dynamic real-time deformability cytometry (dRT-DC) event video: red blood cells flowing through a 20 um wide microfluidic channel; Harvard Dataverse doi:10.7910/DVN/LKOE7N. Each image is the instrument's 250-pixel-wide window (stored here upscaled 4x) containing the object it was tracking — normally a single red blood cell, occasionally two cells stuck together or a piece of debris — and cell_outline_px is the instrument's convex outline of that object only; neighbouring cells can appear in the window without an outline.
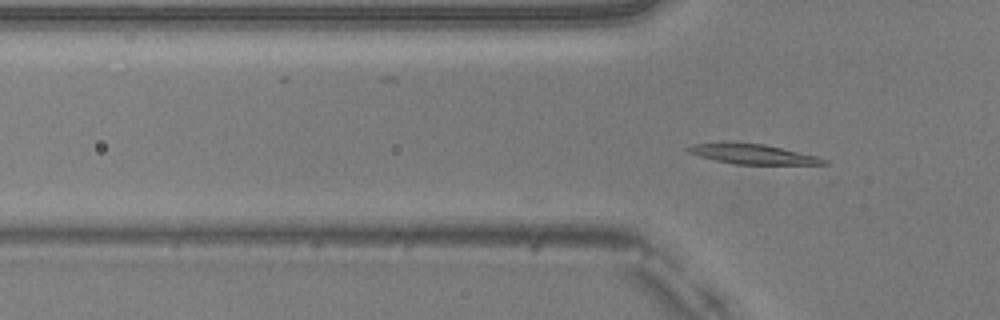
{"species": "common noctule bat (a hibernating species)", "species_latin": "Nyctalus noctula", "temperature_condition": "warm", "stored_images_in_passage": 15, "camera_frame_rate_fps": 3000, "um_per_image_px": 0.085, "animal": {"sex": "male", "body_mass_g": 20.5, "forearm_length_mm": 52.5}, "frame": {"image": 1, "passage_image": 15, "time_ms": 4.667, "image_size_px": [1000, 320], "cell_outline_px": [[832, 164], [732, 164], [700, 156], [688, 152], [684, 148], [696, 144], [764, 144], [820, 156], [828, 160]], "centroid_in_image_um": [64.12, 13.13], "position_along_channel_um": 61.7, "area_um2": 15.26}}